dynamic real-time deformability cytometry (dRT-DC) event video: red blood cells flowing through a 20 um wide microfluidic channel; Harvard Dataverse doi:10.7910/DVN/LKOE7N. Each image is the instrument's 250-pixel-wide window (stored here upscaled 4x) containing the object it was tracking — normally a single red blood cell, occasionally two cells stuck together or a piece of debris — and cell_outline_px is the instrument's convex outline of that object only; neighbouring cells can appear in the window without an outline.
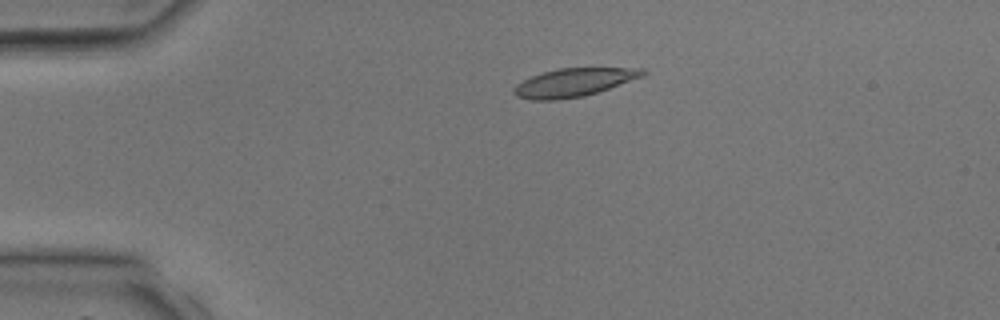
{"species": "common noctule bat (a hibernating species)", "species_latin": "Nyctalus noctula", "temperature_condition": "room temperature", "stored_images_in_passage": 5, "camera_frame_rate_fps": 3000, "um_per_image_px": 0.085, "animal": {"sex": "male", "body_mass_g": 17.9, "forearm_length_mm": 54.2}, "frame": {"image": 1, "passage_image": 3, "time_ms": 2.667, "image_size_px": [1000, 320], "cell_outline_px": [[648, 72], [644, 76], [584, 96], [556, 100], [532, 100], [516, 96], [512, 92], [516, 84], [532, 76], [544, 72], [560, 68], [644, 68]], "centroid_in_image_um": [48.78, 7.01], "position_along_channel_um": 36.2, "area_um2": 21.04}}